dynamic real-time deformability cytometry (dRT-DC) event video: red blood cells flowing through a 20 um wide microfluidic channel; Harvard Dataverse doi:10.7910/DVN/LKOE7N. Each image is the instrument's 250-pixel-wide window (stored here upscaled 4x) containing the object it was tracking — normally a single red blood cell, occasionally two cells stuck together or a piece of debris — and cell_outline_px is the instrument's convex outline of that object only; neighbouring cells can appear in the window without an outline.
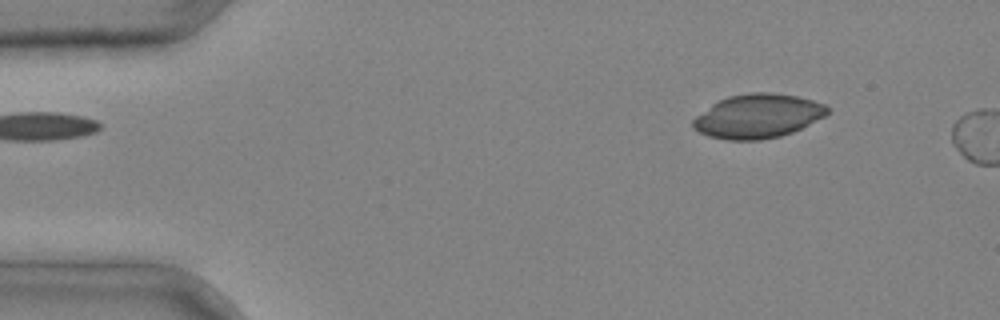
{"species": "common noctule bat (a hibernating species)", "species_latin": "Nyctalus noctula", "temperature_condition": "cold", "stored_images_in_passage": 2, "camera_frame_rate_fps": 3000, "um_per_image_px": 0.085, "animal": {"sex": "male", "body_mass_g": 20.4}, "frame": {"image": 1, "passage_image": 1, "time_ms": 0.0, "image_size_px": [1000, 320], "cell_outline_px": [[828, 112], [824, 116], [792, 132], [780, 136], [760, 140], [728, 140], [708, 136], [692, 128], [692, 120], [696, 116], [712, 104], [728, 96], [748, 92], [772, 92], [796, 96], [812, 100], [824, 104], [828, 108]], "centroid_in_image_um": [64.38, 9.86], "position_along_channel_um": 20.6, "area_um2": 34.33}}